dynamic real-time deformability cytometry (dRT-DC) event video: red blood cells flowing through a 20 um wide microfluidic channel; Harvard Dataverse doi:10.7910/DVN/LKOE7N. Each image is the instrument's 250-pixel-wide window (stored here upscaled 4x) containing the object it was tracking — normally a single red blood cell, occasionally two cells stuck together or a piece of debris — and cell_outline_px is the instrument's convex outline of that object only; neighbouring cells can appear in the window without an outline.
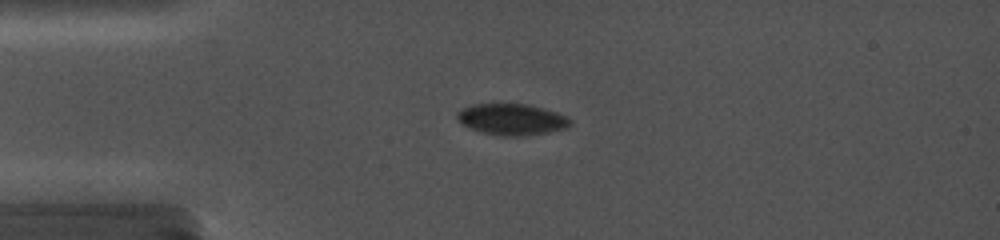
{"species": "common noctule bat (a hibernating species)", "species_latin": "Nyctalus noctula", "temperature_condition": "cold", "stored_images_in_passage": 37, "camera_frame_rate_fps": 5000, "um_per_image_px": 0.085, "animal": {"sex": "female", "body_mass_g": 19.0, "forearm_length_mm": 56.7}, "frame": {"image": 1, "passage_image": 10, "time_ms": 4.2, "image_size_px": [1000, 240], "cell_outline_px": [[572, 124], [568, 128], [548, 132], [524, 136], [500, 136], [484, 132], [472, 128], [464, 124], [456, 116], [456, 112], [472, 104], [528, 104], [544, 108], [568, 116], [572, 120]], "centroid_in_image_um": [43.58, 10.14], "position_along_channel_um": 41.4, "area_um2": 20.58}}
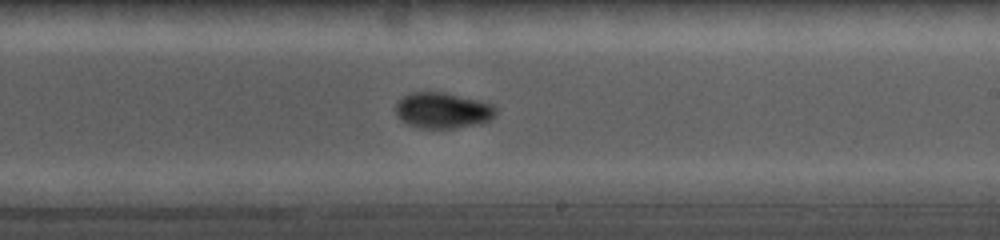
{"frame": {"image": 2, "passage_image": 24, "time_ms": 10.4, "image_size_px": [1000, 240], "cell_outline_px": [[496, 112], [488, 120], [472, 124], [452, 128], [424, 128], [408, 124], [400, 120], [396, 112], [396, 100], [400, 96], [408, 92], [444, 92], [480, 100], [492, 104], [496, 108]], "centroid_in_image_um": [37.55, 9.35], "position_along_channel_um": 251.4, "area_um2": 20.81}}
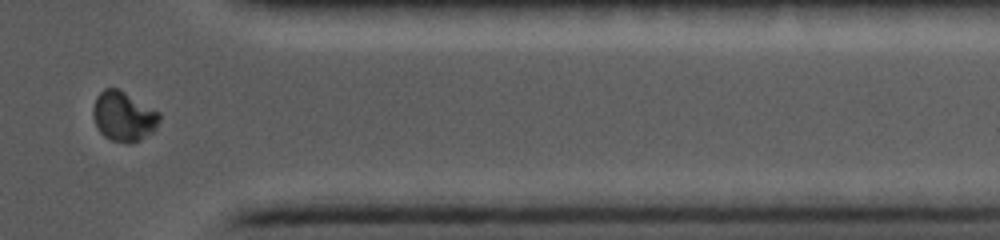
{"frame": {"image": 3, "passage_image": 34, "time_ms": 14.4, "image_size_px": [1000, 240], "cell_outline_px": [[160, 120], [156, 128], [152, 132], [140, 140], [112, 140], [104, 136], [100, 132], [92, 116], [92, 108], [96, 96], [104, 88], [116, 88], [124, 92], [160, 112]], "centroid_in_image_um": [10.49, 9.85], "position_along_channel_um": 400.9, "area_um2": 18.84}}